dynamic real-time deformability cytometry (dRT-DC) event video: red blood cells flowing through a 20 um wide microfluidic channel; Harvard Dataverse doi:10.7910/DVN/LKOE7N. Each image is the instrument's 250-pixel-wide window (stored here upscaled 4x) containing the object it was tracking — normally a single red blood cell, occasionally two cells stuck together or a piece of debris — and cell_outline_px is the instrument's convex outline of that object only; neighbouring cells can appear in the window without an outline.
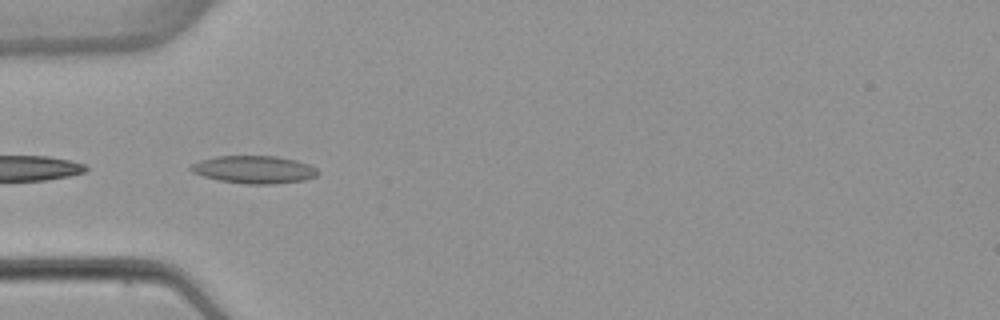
{"species": "common noctule bat (a hibernating species)", "species_latin": "Nyctalus noctula", "temperature_condition": "warm", "stored_images_in_passage": 4, "camera_frame_rate_fps": 3000, "um_per_image_px": 0.085, "animal": {"sex": "female", "body_mass_g": 22.7, "forearm_length_mm": 54.2}, "frame": {"image": 1, "passage_image": 4, "time_ms": 3.667, "image_size_px": [1000, 320], "cell_outline_px": [[320, 172], [316, 176], [304, 180], [276, 184], [244, 184], [220, 180], [204, 176], [192, 172], [188, 168], [192, 164], [200, 160], [216, 156], [276, 156], [296, 160], [308, 164], [316, 168]], "centroid_in_image_um": [21.61, 14.41], "position_along_channel_um": 63.4, "area_um2": 20.52}}